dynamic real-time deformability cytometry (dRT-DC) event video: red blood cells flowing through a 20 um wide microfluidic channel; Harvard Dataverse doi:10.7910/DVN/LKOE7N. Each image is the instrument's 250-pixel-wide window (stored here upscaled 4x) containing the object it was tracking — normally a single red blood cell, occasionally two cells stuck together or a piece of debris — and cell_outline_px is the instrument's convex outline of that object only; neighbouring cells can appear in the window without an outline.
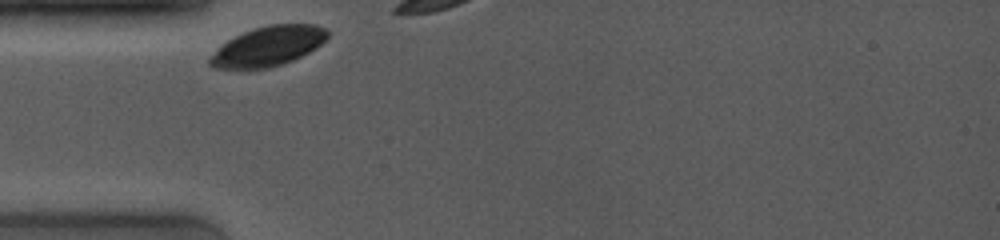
{"species": "common noctule bat (a hibernating species)", "species_latin": "Nyctalus noctula", "temperature_condition": "room temperature", "stored_images_in_passage": 4, "camera_frame_rate_fps": 4000, "um_per_image_px": 0.085, "animal": {"sex": "female", "body_mass_g": 19.0, "forearm_length_mm": 53.3}, "frame": {"image": 1, "passage_image": 1, "time_ms": 0.0, "image_size_px": [1000, 240], "cell_outline_px": [[328, 36], [316, 48], [292, 60], [268, 68], [212, 68], [208, 64], [208, 60], [216, 48], [228, 40], [244, 32], [268, 24], [316, 24], [324, 28], [328, 32]], "centroid_in_image_um": [22.77, 3.92], "position_along_channel_um": 62.2, "area_um2": 26.88}}